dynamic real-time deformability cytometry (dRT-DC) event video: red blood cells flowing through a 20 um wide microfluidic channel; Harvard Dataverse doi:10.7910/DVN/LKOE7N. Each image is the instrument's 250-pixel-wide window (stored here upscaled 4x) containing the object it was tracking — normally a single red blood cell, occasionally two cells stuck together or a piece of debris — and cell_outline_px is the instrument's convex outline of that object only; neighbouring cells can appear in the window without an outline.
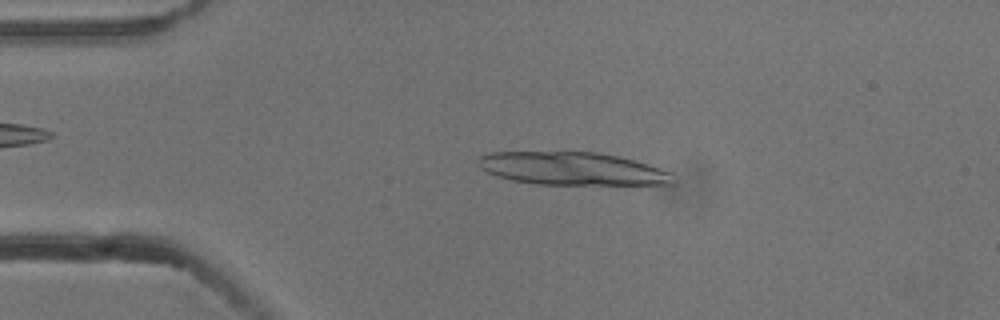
{"species": "common noctule bat (a hibernating species)", "species_latin": "Nyctalus noctula", "temperature_condition": "cold", "stored_images_in_passage": 4, "camera_frame_rate_fps": 3000, "um_per_image_px": 0.085, "animal": {"sex": "male", "body_mass_g": 13.3}, "frame": {"image": 1, "passage_image": 3, "time_ms": 0.667, "image_size_px": [1000, 320], "cell_outline_px": [[676, 184], [536, 184], [512, 180], [496, 176], [480, 168], [476, 160], [480, 156], [492, 152], [600, 152], [620, 156], [648, 164], [672, 172]], "centroid_in_image_um": [48.65, 14.33], "position_along_channel_um": 36.3, "area_um2": 37.45}}